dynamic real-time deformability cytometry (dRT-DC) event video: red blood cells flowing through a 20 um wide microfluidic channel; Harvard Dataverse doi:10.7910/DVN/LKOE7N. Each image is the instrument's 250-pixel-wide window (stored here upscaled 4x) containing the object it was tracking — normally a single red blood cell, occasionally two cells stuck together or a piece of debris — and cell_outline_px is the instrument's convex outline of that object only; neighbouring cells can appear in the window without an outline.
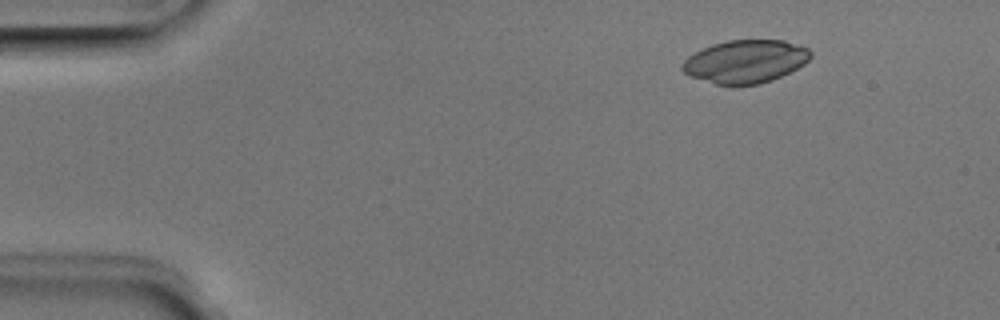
{"species": "Egyptian fruit bat (a non-hibernating species)", "species_latin": "Rousettus aegyptiacus", "temperature_condition": "room temperature", "stored_images_in_passage": 5, "camera_frame_rate_fps": 3000, "um_per_image_px": 0.085, "animal": {"sex": "male"}, "frame": {"image": 1, "passage_image": 2, "time_ms": 0.333, "image_size_px": [1000, 320], "cell_outline_px": [[812, 56], [804, 64], [772, 80], [760, 84], [732, 88], [716, 84], [692, 76], [684, 72], [680, 68], [684, 60], [688, 56], [712, 44], [728, 40], [784, 40], [808, 48], [812, 52]], "centroid_in_image_um": [63.35, 5.25], "position_along_channel_um": 21.6, "area_um2": 32.43}}